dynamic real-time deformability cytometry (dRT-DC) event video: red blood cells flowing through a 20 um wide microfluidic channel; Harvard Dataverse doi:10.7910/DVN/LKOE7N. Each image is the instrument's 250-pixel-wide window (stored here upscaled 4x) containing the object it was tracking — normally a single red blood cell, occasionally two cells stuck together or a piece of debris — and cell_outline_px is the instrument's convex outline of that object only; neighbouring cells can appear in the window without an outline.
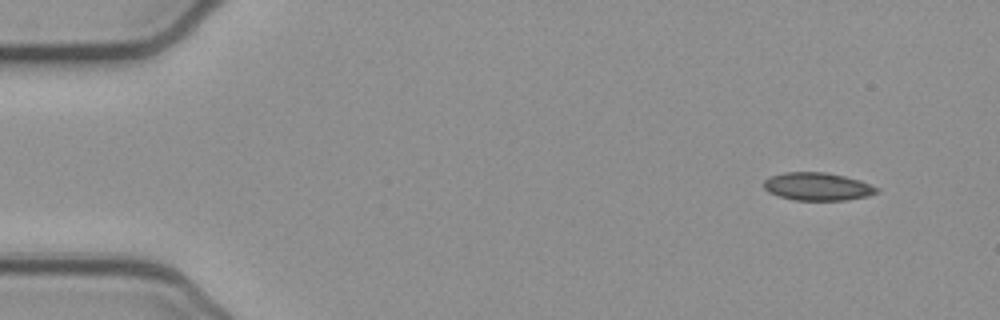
{"species": "common noctule bat (a hibernating species)", "species_latin": "Nyctalus noctula", "temperature_condition": "cold", "stored_images_in_passage": 49, "camera_frame_rate_fps": 3000, "um_per_image_px": 0.085, "animal": {"sex": "female", "body_mass_g": 21.9}, "frame": {"image": 1, "passage_image": 1, "time_ms": 0.0, "image_size_px": [1000, 320], "cell_outline_px": [[880, 192], [868, 196], [848, 200], [792, 200], [768, 192], [764, 188], [764, 180], [768, 176], [784, 172], [824, 172], [844, 176], [860, 180], [880, 188]], "centroid_in_image_um": [69.5, 15.85], "position_along_channel_um": 15.5, "area_um2": 18.55}}
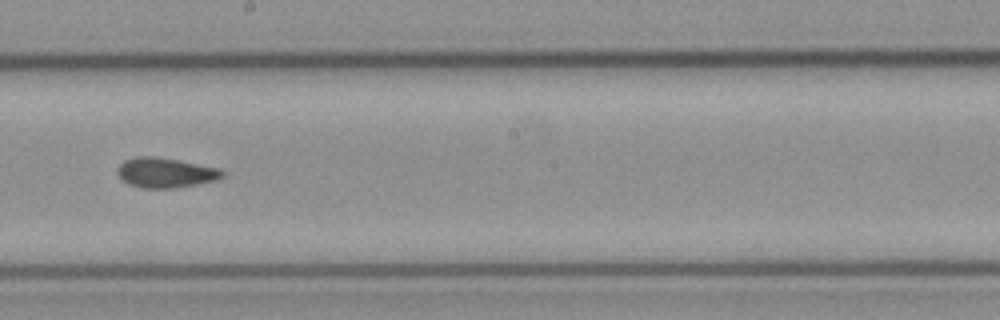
{"frame": {"image": 2, "passage_image": 26, "time_ms": 8.333, "image_size_px": [1000, 320], "cell_outline_px": [[224, 176], [216, 180], [176, 188], [144, 188], [128, 184], [116, 172], [116, 168], [124, 160], [136, 156], [156, 156], [220, 168], [224, 172]], "centroid_in_image_um": [14.05, 14.67], "position_along_channel_um": 234.1, "area_um2": 18.32}}
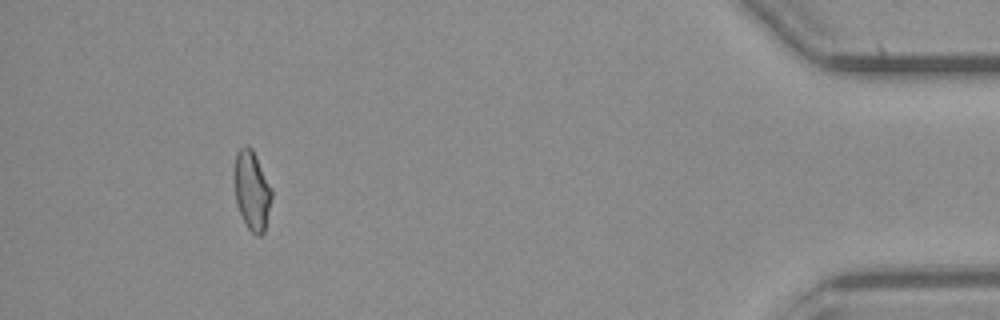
{"frame": {"image": 3, "passage_image": 45, "time_ms": 14.667, "image_size_px": [1000, 320], "cell_outline_px": [[272, 196], [264, 232], [260, 236], [256, 236], [248, 228], [236, 204], [232, 172], [236, 152], [244, 144], [248, 144], [252, 148], [272, 188]], "centroid_in_image_um": [21.38, 16.13], "position_along_channel_um": 413.8, "area_um2": 17.63}, "authors_computed_cell_mechanics": {"area_um2": 18.0914, "velocity_mm_per_s": 3.8951, "shape_relaxation_time_tau1_ms": null, "shape_relaxation_time_tau2_ms": 2.6607, "deformation_change_tau1": null, "deformation_change_tau2": 0.0832}}